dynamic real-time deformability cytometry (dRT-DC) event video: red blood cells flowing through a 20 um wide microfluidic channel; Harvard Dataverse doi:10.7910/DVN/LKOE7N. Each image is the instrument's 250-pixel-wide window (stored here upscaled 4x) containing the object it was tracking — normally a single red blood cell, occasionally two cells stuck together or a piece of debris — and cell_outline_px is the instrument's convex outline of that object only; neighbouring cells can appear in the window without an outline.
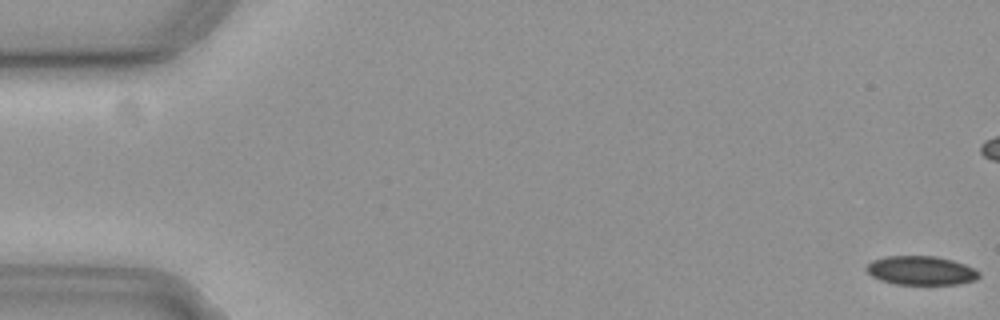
{"species": "common noctule bat (a hibernating species)", "species_latin": "Nyctalus noctula", "temperature_condition": "cold", "stored_images_in_passage": 16, "camera_frame_rate_fps": 3000, "um_per_image_px": 0.085, "animal": {"sex": "female", "body_mass_g": 19.3, "forearm_length_mm": 54.1}, "frame": {"image": 1, "passage_image": 1, "time_ms": 0.0, "image_size_px": [1000, 320], "cell_outline_px": [[980, 276], [976, 280], [960, 284], [896, 284], [880, 280], [872, 276], [864, 268], [872, 260], [888, 256], [936, 256], [952, 260], [964, 264], [980, 272]], "centroid_in_image_um": [78.29, 22.99], "position_along_channel_um": 6.7, "area_um2": 18.96}}